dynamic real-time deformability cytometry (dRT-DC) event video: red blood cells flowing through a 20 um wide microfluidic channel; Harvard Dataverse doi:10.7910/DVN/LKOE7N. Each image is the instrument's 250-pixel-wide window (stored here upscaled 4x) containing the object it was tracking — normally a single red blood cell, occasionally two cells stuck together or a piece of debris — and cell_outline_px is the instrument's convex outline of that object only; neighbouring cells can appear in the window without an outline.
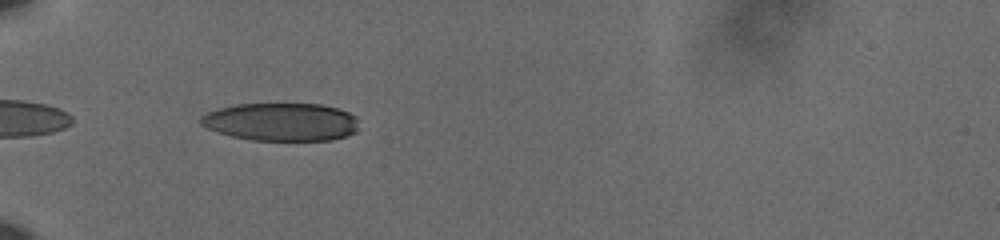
{"species": "human", "species_latin": "Homo sapiens", "temperature_condition": "cold", "stored_images_in_passage": 26, "camera_frame_rate_fps": 3000, "um_per_image_px": 0.085, "donor": {"sex": "male"}, "frame": {"image": 1, "passage_image": 2, "time_ms": 0.333, "image_size_px": [1000, 240], "cell_outline_px": [[356, 132], [332, 140], [252, 140], [232, 136], [208, 128], [200, 124], [200, 116], [208, 112], [220, 108], [236, 104], [320, 104], [336, 108], [348, 112], [356, 116]], "centroid_in_image_um": [23.89, 10.36], "position_along_channel_um": 61.1, "area_um2": 34.74}}
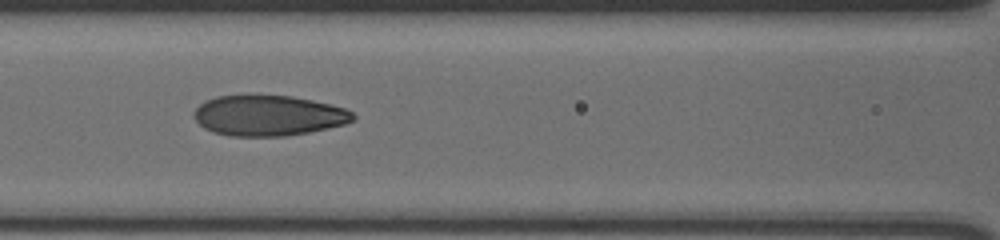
{"frame": {"image": 2, "passage_image": 10, "time_ms": 3.0, "image_size_px": [1000, 240], "cell_outline_px": [[356, 120], [344, 124], [308, 132], [284, 136], [232, 136], [216, 132], [204, 128], [192, 116], [196, 108], [204, 100], [216, 96], [292, 96], [332, 104], [344, 108], [352, 112], [356, 116]], "centroid_in_image_um": [22.83, 9.82], "position_along_channel_um": 143.8, "area_um2": 37.34}}
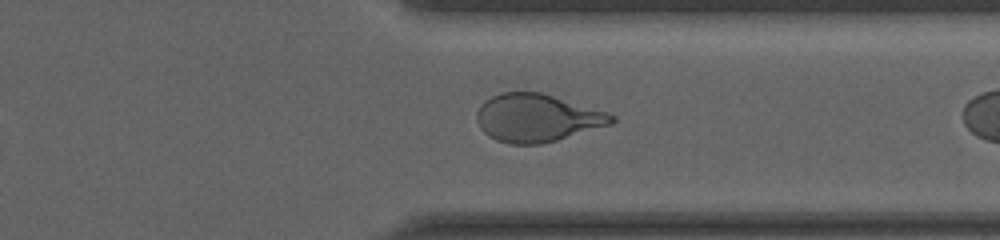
{"frame": {"image": 3, "passage_image": 25, "time_ms": 8.0, "image_size_px": [1000, 240], "cell_outline_px": [[616, 120], [612, 124], [556, 140], [540, 144], [512, 144], [496, 140], [488, 136], [480, 128], [476, 120], [476, 112], [480, 104], [484, 100], [500, 92], [540, 92], [604, 112], [616, 116]], "centroid_in_image_um": [45.58, 10.03], "position_along_channel_um": 365.8, "area_um2": 37.28}}